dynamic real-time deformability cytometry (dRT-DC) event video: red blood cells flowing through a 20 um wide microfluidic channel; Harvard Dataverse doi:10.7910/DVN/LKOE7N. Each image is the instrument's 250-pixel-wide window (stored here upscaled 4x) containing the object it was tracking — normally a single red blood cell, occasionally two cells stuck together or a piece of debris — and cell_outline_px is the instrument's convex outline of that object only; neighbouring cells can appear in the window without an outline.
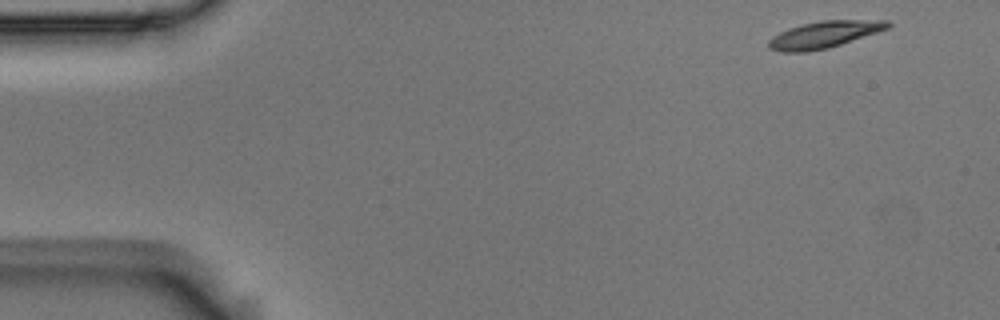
{"species": "Egyptian fruit bat (a non-hibernating species)", "species_latin": "Rousettus aegyptiacus", "temperature_condition": "room temperature", "stored_images_in_passage": 4, "camera_frame_rate_fps": 3000, "um_per_image_px": 0.085, "animal": {"sex": "male"}, "frame": {"image": 1, "passage_image": 1, "time_ms": 0.0, "image_size_px": [1000, 320], "cell_outline_px": [[892, 24], [888, 28], [828, 48], [808, 52], [780, 52], [768, 48], [768, 40], [772, 36], [788, 28], [820, 20], [888, 20]], "centroid_in_image_um": [70.01, 2.94], "position_along_channel_um": 15.0, "area_um2": 18.5}}